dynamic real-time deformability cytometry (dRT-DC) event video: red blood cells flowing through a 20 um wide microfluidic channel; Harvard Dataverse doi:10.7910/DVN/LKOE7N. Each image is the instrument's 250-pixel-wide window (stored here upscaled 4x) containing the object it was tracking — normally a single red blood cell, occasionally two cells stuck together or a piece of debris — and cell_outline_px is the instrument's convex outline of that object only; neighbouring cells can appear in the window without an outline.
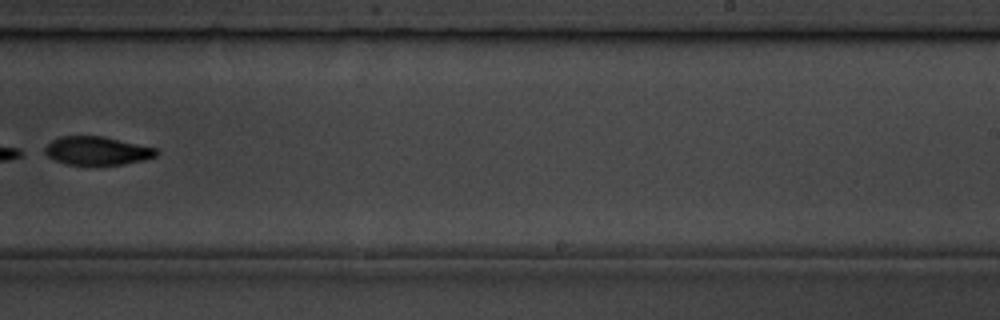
{"species": "common noctule bat (a hibernating species)", "species_latin": "Nyctalus noctula", "temperature_condition": "room temperature", "stored_images_in_passage": 11, "camera_frame_rate_fps": 3000, "um_per_image_px": 0.085, "animal": {"sex": "male", "body_mass_g": 19.5, "forearm_length_mm": 54.6}, "frame": {"image": 1, "passage_image": 10, "time_ms": 10.333, "image_size_px": [1000, 320], "cell_outline_px": [[160, 152], [156, 156], [144, 160], [124, 164], [68, 164], [56, 160], [40, 152], [52, 140], [60, 136], [104, 136], [156, 148]], "centroid_in_image_um": [8.25, 12.8], "position_along_channel_um": 280.8, "area_um2": 18.44}}